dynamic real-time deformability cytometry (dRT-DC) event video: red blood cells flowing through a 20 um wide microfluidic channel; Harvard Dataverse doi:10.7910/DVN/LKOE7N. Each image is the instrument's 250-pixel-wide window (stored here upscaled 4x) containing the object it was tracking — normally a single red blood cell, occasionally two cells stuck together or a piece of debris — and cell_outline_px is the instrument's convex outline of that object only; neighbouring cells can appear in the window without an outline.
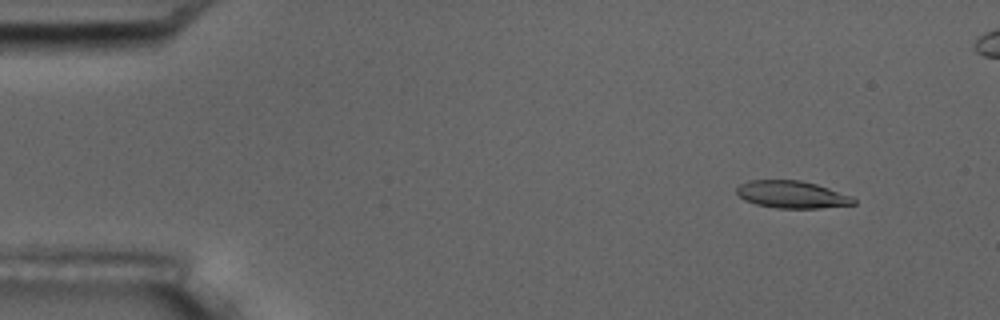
{"species": "common noctule bat (a hibernating species)", "species_latin": "Nyctalus noctula", "temperature_condition": "room temperature", "stored_images_in_passage": 4, "camera_frame_rate_fps": 3000, "um_per_image_px": 0.085, "animal": {"sex": "male", "body_mass_g": 17.5, "forearm_length_mm": 52.3}, "frame": {"image": 1, "passage_image": 1, "time_ms": 0.0, "image_size_px": [1000, 320], "cell_outline_px": [[856, 204], [820, 208], [776, 208], [756, 204], [744, 200], [736, 192], [736, 188], [740, 184], [748, 180], [800, 180], [816, 184], [852, 196], [856, 200]], "centroid_in_image_um": [67.31, 16.53], "position_along_channel_um": 17.7, "area_um2": 18.61}}